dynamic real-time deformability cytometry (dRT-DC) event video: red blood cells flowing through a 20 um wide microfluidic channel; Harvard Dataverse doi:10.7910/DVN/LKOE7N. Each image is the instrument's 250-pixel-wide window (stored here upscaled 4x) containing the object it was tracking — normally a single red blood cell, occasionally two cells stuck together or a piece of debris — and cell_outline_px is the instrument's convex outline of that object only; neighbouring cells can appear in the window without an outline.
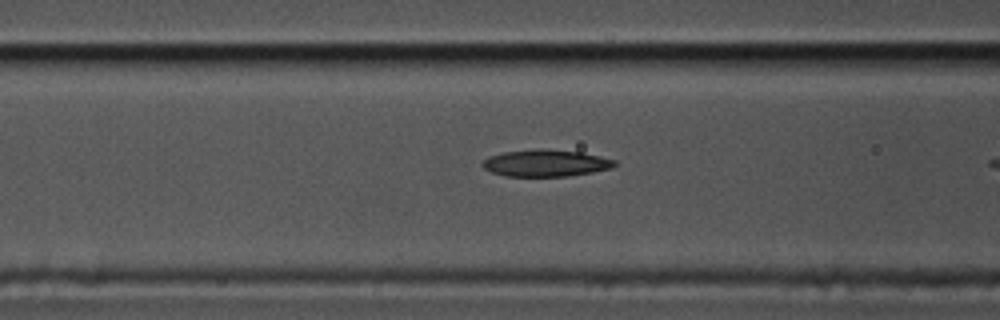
{"species": "common noctule bat (a hibernating species)", "species_latin": "Nyctalus noctula", "temperature_condition": "cold", "stored_images_in_passage": 13, "camera_frame_rate_fps": 3000, "um_per_image_px": 0.085, "animal": {"sex": "male", "body_mass_g": 17.5, "forearm_length_mm": 52.3}, "frame": {"image": 1, "passage_image": 11, "time_ms": 3.333, "image_size_px": [1000, 320], "cell_outline_px": [[616, 164], [612, 168], [592, 172], [564, 176], [504, 176], [492, 172], [484, 168], [480, 164], [488, 156], [504, 152], [536, 148], [540, 148], [580, 152], [600, 156], [616, 160]], "centroid_in_image_um": [46.36, 13.85], "position_along_channel_um": 120.2, "area_um2": 20.69}}